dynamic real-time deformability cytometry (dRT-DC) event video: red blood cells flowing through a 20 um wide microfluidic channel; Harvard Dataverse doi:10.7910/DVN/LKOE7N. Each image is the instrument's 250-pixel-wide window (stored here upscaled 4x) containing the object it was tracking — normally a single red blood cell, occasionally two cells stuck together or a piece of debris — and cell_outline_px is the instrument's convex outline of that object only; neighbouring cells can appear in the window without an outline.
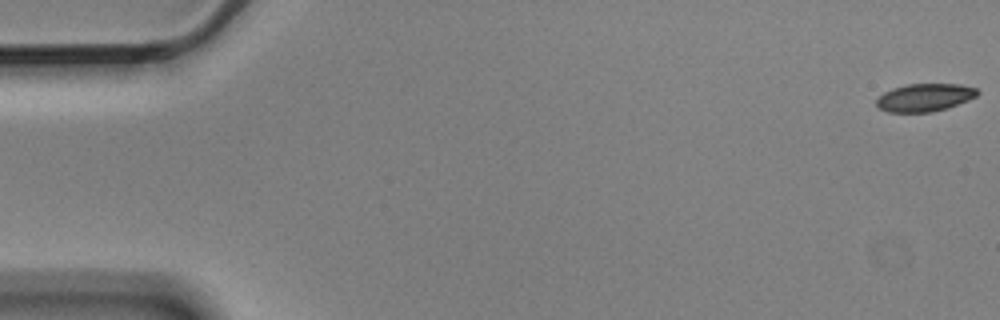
{"species": "Egyptian fruit bat (a non-hibernating species)", "species_latin": "Rousettus aegyptiacus", "temperature_condition": "cold", "stored_images_in_passage": 6, "segment_of_instrument_passage": [1, 2], "camera_frame_rate_fps": 3000, "um_per_image_px": 0.085, "animal": {"sex": "male"}, "frame": {"image": 1, "passage_image": 1, "time_ms": 0.0, "image_size_px": [1000, 320], "cell_outline_px": [[980, 92], [976, 96], [968, 100], [948, 108], [932, 112], [888, 112], [880, 108], [876, 104], [876, 100], [884, 92], [892, 88], [908, 84], [960, 84], [976, 88]], "centroid_in_image_um": [78.61, 8.28], "position_along_channel_um": 6.4, "area_um2": 16.36}}